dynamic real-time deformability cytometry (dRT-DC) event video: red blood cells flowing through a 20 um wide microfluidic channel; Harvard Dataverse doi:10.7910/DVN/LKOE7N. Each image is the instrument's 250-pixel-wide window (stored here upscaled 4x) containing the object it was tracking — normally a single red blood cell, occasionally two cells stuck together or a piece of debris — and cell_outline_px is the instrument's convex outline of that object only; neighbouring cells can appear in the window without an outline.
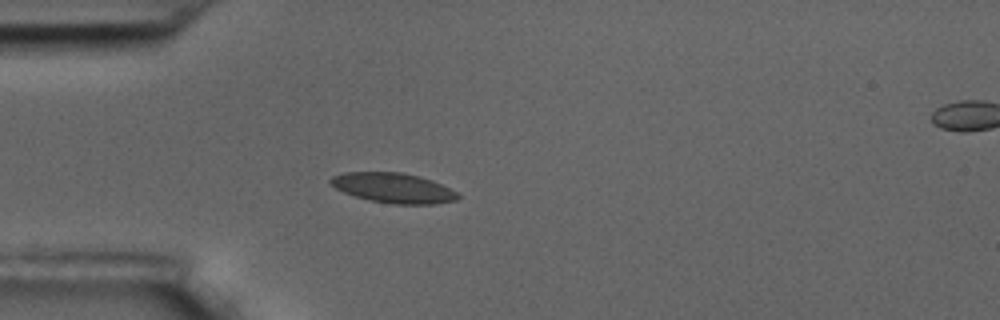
{"species": "common noctule bat (a hibernating species)", "species_latin": "Nyctalus noctula", "temperature_condition": "room temperature", "stored_images_in_passage": 3, "camera_frame_rate_fps": 3000, "um_per_image_px": 0.085, "animal": {"sex": "male", "body_mass_g": 17.5, "forearm_length_mm": 52.3}, "frame": {"image": 1, "passage_image": 2, "time_ms": 0.333, "image_size_px": [1000, 320], "cell_outline_px": [[460, 196], [456, 200], [432, 204], [392, 204], [368, 200], [344, 192], [336, 188], [328, 180], [332, 176], [344, 172], [400, 172], [420, 176], [432, 180], [456, 192]], "centroid_in_image_um": [33.41, 15.97], "position_along_channel_um": 51.6, "area_um2": 22.08}}